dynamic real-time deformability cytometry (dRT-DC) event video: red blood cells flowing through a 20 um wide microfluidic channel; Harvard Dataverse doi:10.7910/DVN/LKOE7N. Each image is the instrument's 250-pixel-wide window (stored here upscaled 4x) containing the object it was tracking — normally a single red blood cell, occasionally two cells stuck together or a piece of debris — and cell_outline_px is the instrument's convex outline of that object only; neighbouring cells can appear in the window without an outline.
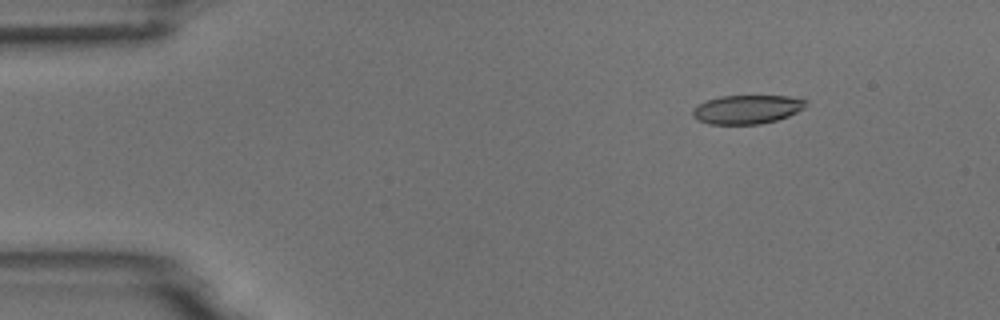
{"species": "common noctule bat (a hibernating species)", "species_latin": "Nyctalus noctula", "temperature_condition": "room temperature", "stored_images_in_passage": 4, "camera_frame_rate_fps": 3000, "um_per_image_px": 0.085, "animal": {"sex": "male", "body_mass_g": 18.8}, "frame": {"image": 1, "passage_image": 2, "time_ms": 1.333, "image_size_px": [1000, 320], "cell_outline_px": [[808, 100], [804, 108], [788, 116], [776, 120], [760, 124], [708, 124], [696, 120], [692, 116], [692, 108], [708, 100], [720, 96], [788, 96]], "centroid_in_image_um": [63.47, 9.3], "position_along_channel_um": 21.5, "area_um2": 19.02}}